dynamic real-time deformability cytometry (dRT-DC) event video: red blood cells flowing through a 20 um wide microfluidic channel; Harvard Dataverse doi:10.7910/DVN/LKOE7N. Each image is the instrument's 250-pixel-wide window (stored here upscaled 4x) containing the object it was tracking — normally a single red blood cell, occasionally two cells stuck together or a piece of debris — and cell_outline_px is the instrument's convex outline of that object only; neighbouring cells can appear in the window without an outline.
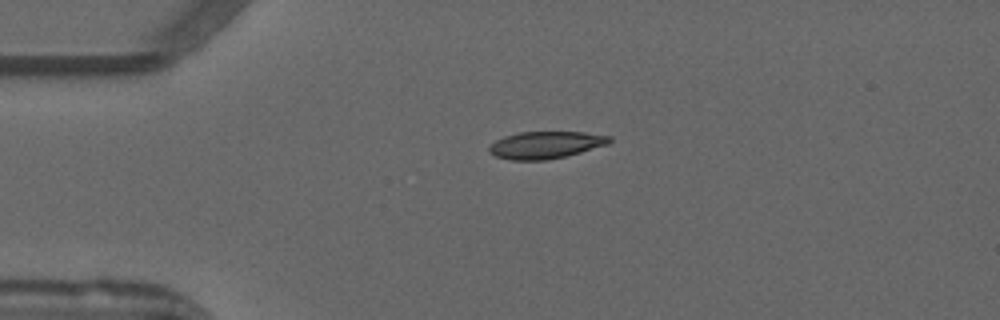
{"species": "common noctule bat (a hibernating species)", "species_latin": "Nyctalus noctula", "temperature_condition": "warm", "stored_images_in_passage": 41, "camera_frame_rate_fps": 3000, "um_per_image_px": 0.085, "animal": {"sex": "male", "forearm_length_mm": 52.5}, "frame": {"image": 1, "passage_image": 1, "time_ms": 0.0, "image_size_px": [1000, 320], "cell_outline_px": [[612, 140], [608, 144], [580, 152], [548, 160], [512, 160], [496, 156], [488, 152], [488, 148], [496, 140], [504, 136], [520, 132], [584, 132], [612, 136]], "centroid_in_image_um": [46.38, 12.31], "position_along_channel_um": 38.6, "area_um2": 18.96}}
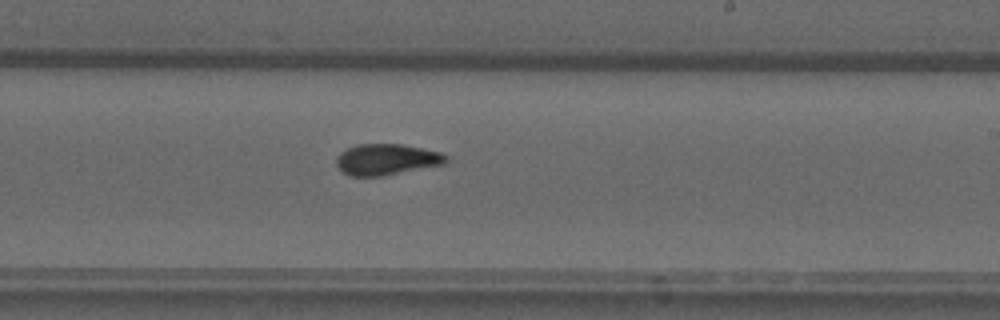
{"frame": {"image": 2, "passage_image": 20, "time_ms": 6.333, "image_size_px": [1000, 320], "cell_outline_px": [[448, 160], [444, 164], [384, 176], [352, 176], [344, 172], [336, 164], [336, 156], [340, 152], [356, 144], [400, 144], [440, 152], [448, 156]], "centroid_in_image_um": [32.85, 13.55], "position_along_channel_um": 256.1, "area_um2": 19.83}}
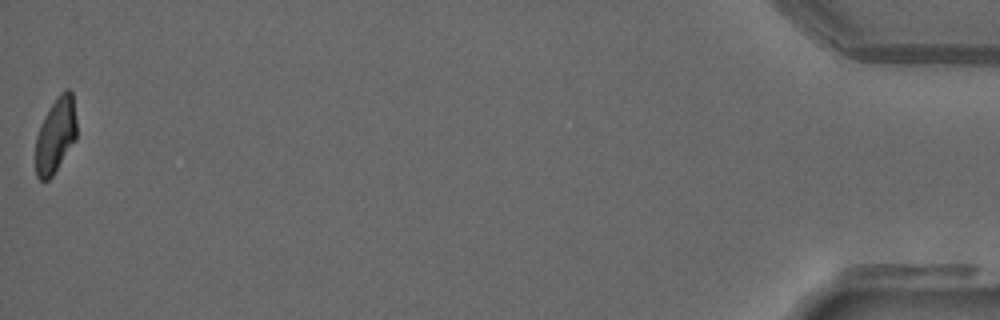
{"frame": {"image": 3, "passage_image": 41, "time_ms": 13.333, "image_size_px": [1000, 320], "cell_outline_px": [[76, 140], [52, 176], [48, 180], [40, 180], [36, 176], [36, 136], [44, 116], [56, 96], [64, 88], [68, 88], [72, 92], [76, 120]], "centroid_in_image_um": [4.73, 11.47], "position_along_channel_um": 430.5, "area_um2": 18.09}, "authors_computed_cell_mechanics": {"area_um2": 19.5364, "velocity_mm_per_s": 3.9318, "shape_relaxation_time_tau1_ms": null, "shape_relaxation_time_tau2_ms": 1.5617, "deformation_change_tau1": null, "deformation_change_tau2": 0.0725}}